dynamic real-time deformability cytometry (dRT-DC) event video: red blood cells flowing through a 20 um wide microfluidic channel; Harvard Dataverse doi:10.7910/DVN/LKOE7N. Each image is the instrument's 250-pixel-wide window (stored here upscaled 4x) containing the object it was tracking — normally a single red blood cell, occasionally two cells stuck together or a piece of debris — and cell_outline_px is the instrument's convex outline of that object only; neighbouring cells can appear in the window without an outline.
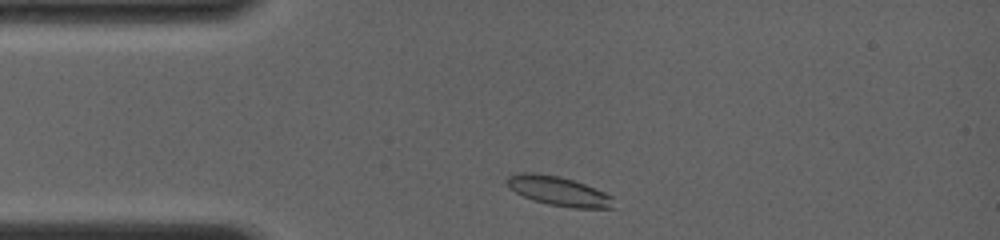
{"species": "common noctule bat (a hibernating species)", "species_latin": "Nyctalus noctula", "temperature_condition": "room temperature", "stored_images_in_passage": 45, "camera_frame_rate_fps": 4000, "um_per_image_px": 0.085, "animal": {"sex": "female", "body_mass_g": 19.0, "forearm_length_mm": 56.7}, "frame": {"image": 1, "passage_image": 3, "time_ms": 0.25, "image_size_px": [1000, 240], "cell_outline_px": [[616, 208], [572, 208], [548, 204], [532, 200], [508, 188], [508, 176], [520, 172], [536, 172], [560, 176], [584, 184], [604, 192], [612, 196]], "centroid_in_image_um": [47.49, 16.24], "position_along_channel_um": 37.5, "area_um2": 18.26}}
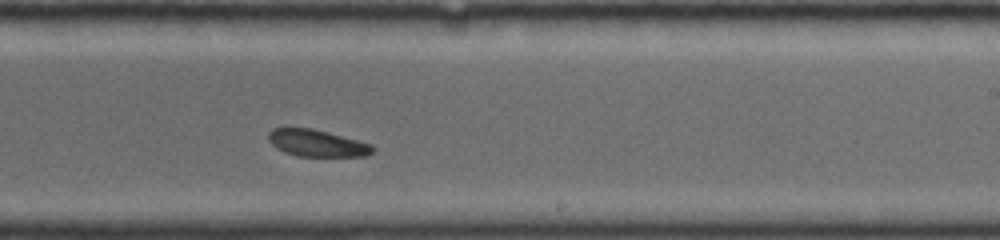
{"frame": {"image": 2, "passage_image": 27, "time_ms": 6.5, "image_size_px": [1000, 240], "cell_outline_px": [[376, 148], [368, 156], [296, 156], [284, 152], [276, 148], [268, 140], [268, 132], [272, 128], [312, 128], [328, 132], [372, 144]], "centroid_in_image_um": [26.94, 12.17], "position_along_channel_um": 262.1, "area_um2": 16.42}}
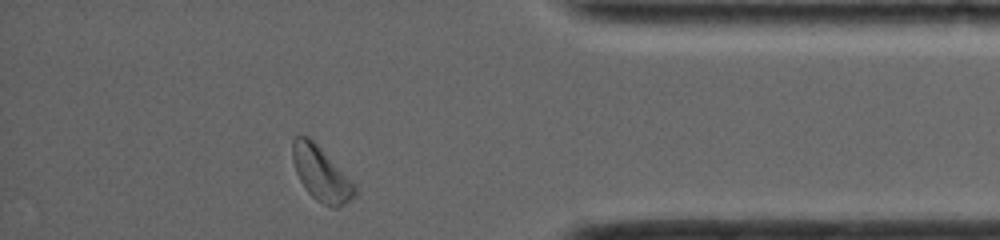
{"frame": {"image": 3, "passage_image": 45, "time_ms": 10.5, "image_size_px": [1000, 240], "cell_outline_px": [[360, 192], [356, 196], [344, 204], [336, 208], [332, 208], [316, 200], [308, 192], [300, 180], [296, 172], [292, 160], [292, 140], [296, 136], [308, 136], [316, 144]], "centroid_in_image_um": [27.27, 14.8], "position_along_channel_um": 407.9, "area_um2": 19.13}, "authors_computed_cell_mechanics": {"area_um2": 17.34, "velocity_mm_per_s": 4.0127, "shape_relaxation_time_tau1_ms": 3.2557, "shape_relaxation_time_tau2_ms": null, "deformation_change_tau1": 0.0631, "deformation_change_tau2": null}}